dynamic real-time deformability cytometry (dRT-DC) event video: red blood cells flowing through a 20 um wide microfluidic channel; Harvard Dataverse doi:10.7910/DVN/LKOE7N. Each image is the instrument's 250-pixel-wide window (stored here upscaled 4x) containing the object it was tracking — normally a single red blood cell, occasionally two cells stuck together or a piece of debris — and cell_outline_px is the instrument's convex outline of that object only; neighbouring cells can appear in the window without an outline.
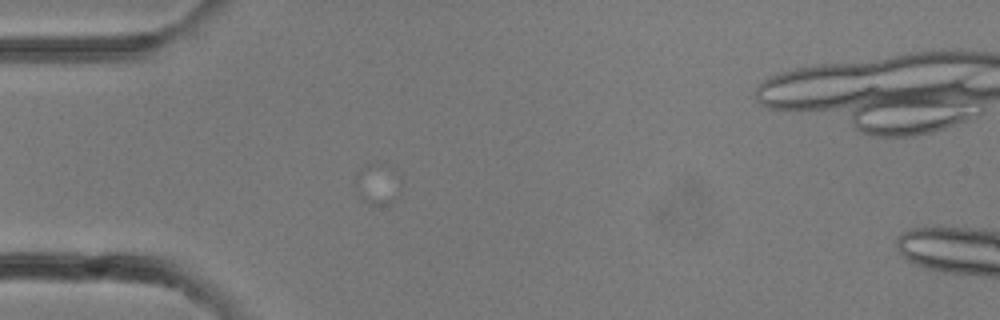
{"species": "common noctule bat (a hibernating species)", "species_latin": "Nyctalus noctula", "temperature_condition": "room temperature", "stored_images_in_passage": 3, "camera_frame_rate_fps": 3000, "um_per_image_px": 0.085, "animal": {"sex": "female"}, "frame": {"image": 1, "passage_image": 2, "time_ms": 0.333, "image_size_px": [1000, 320], "cell_outline_px": [[396, 196], [392, 204], [368, 204], [356, 196], [356, 172], [364, 164], [376, 160], [384, 160], [392, 164], [396, 172]], "centroid_in_image_um": [32.01, 15.54], "position_along_channel_um": 53.0, "area_um2": 11.27}}